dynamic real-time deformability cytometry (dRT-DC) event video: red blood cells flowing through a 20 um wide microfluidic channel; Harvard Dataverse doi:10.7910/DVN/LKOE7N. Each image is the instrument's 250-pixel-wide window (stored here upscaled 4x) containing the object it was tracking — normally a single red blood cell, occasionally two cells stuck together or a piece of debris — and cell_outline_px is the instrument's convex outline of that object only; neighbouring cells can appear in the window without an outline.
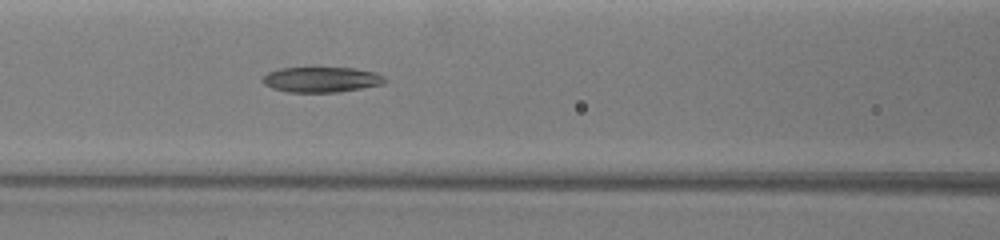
{"species": "common noctule bat (a hibernating species)", "species_latin": "Nyctalus noctula", "temperature_condition": "warm", "stored_images_in_passage": 22, "camera_frame_rate_fps": 3000, "um_per_image_px": 0.085, "animal": {"sex": "female", "body_mass_g": 19.5, "forearm_length_mm": 54.1}, "frame": {"image": 1, "passage_image": 10, "time_ms": 9.333, "image_size_px": [1000, 240], "cell_outline_px": [[388, 80], [380, 84], [340, 92], [288, 92], [272, 88], [264, 84], [260, 80], [260, 76], [268, 72], [280, 68], [316, 64], [352, 68], [372, 72], [384, 76]], "centroid_in_image_um": [27.22, 6.7], "position_along_channel_um": 139.4, "area_um2": 19.02}}
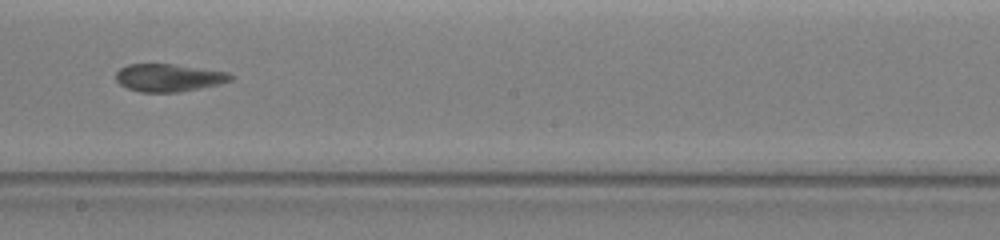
{"frame": {"image": 2, "passage_image": 13, "time_ms": 12.0, "image_size_px": [1000, 240], "cell_outline_px": [[232, 80], [216, 84], [176, 92], [140, 92], [128, 88], [120, 84], [116, 80], [116, 72], [120, 68], [128, 64], [172, 64], [228, 72], [232, 76]], "centroid_in_image_um": [14.28, 6.59], "position_along_channel_um": 233.9, "area_um2": 18.15}}
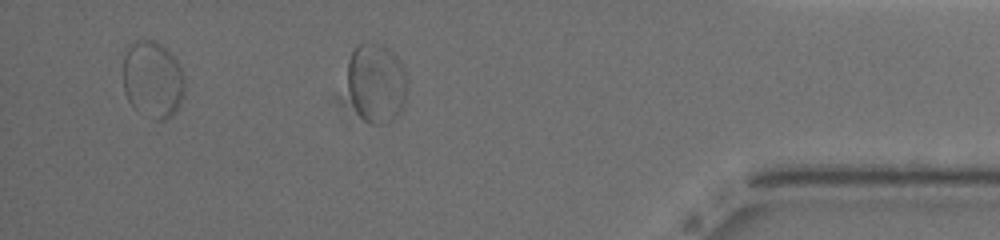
{"frame": {"image": 3, "passage_image": 19, "time_ms": 17.667, "image_size_px": [1000, 240], "cell_outline_px": [[408, 84], [404, 104], [400, 112], [392, 120], [380, 124], [364, 120], [360, 116], [348, 92], [348, 64], [352, 52], [356, 44], [384, 44], [396, 56], [404, 68], [408, 80]], "centroid_in_image_um": [32.01, 7.03], "position_along_channel_um": 403.2, "area_um2": 27.63}, "authors_computed_cell_mechanics": {"area_um2": 26.1545, "velocity_mm_per_s": 3.5595, "shape_relaxation_time_tau1_ms": null, "shape_relaxation_time_tau2_ms": 1.927, "deformation_change_tau1": null, "deformation_change_tau2": 0.0762}}